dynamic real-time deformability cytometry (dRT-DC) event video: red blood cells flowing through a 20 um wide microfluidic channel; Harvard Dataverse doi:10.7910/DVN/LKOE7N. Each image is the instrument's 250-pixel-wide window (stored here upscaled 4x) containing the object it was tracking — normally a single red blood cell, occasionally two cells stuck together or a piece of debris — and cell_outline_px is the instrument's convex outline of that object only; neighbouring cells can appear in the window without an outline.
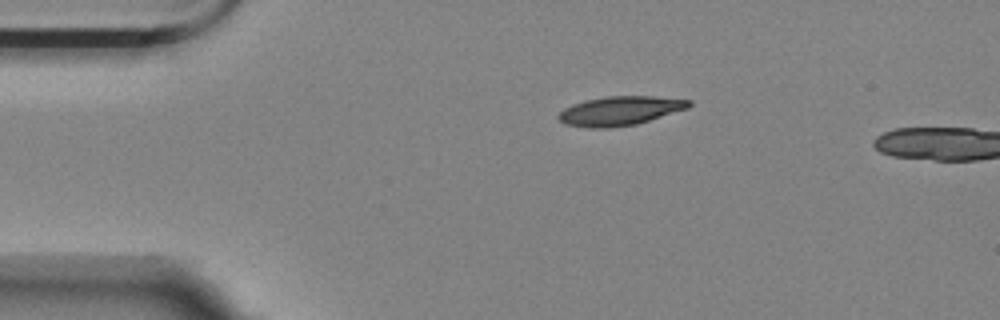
{"species": "Egyptian fruit bat (a non-hibernating species)", "species_latin": "Rousettus aegyptiacus", "temperature_condition": "room temperature", "stored_images_in_passage": 4, "camera_frame_rate_fps": 3000, "um_per_image_px": 0.085, "animal": {"sex": "female"}, "frame": {"image": 1, "passage_image": 1, "time_ms": 0.0, "image_size_px": [1000, 320], "cell_outline_px": [[692, 104], [688, 108], [636, 124], [608, 128], [588, 128], [564, 124], [556, 116], [564, 108], [572, 104], [584, 100], [608, 96], [652, 96], [692, 100]], "centroid_in_image_um": [52.67, 9.42], "position_along_channel_um": 32.3, "area_um2": 22.14}}